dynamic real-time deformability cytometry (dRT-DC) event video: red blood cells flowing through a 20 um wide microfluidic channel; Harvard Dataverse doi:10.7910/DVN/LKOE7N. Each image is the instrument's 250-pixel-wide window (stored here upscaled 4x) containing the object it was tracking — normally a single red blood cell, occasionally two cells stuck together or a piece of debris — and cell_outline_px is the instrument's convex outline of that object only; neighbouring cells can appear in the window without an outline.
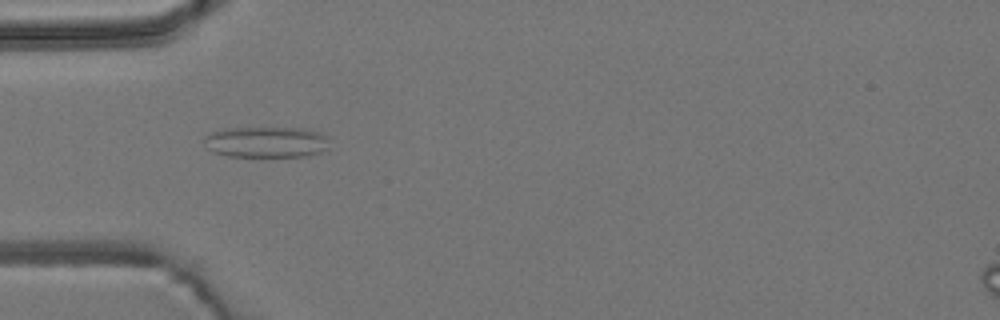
{"species": "common noctule bat (a hibernating species)", "species_latin": "Nyctalus noctula", "temperature_condition": "room temperature", "stored_images_in_passage": 3, "camera_frame_rate_fps": 3000, "um_per_image_px": 0.085, "animal": {"sex": "male", "body_mass_g": 19.2, "forearm_length_mm": 51.8}, "frame": {"image": 1, "passage_image": 1, "time_ms": 0.0, "image_size_px": [1000, 320], "cell_outline_px": [[328, 148], [320, 152], [308, 156], [228, 156], [212, 152], [204, 144], [204, 136], [212, 132], [224, 128], [300, 128], [316, 132], [324, 136]], "centroid_in_image_um": [22.55, 12.08], "position_along_channel_um": 62.4, "area_um2": 22.37}}
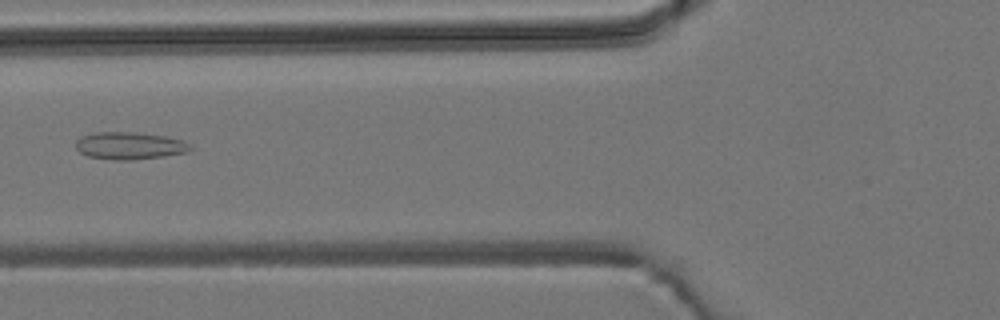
{"frame": {"image": 2, "passage_image": 2, "time_ms": 1.333, "image_size_px": [1000, 320], "cell_outline_px": [[192, 148], [184, 152], [164, 156], [128, 160], [116, 160], [88, 156], [80, 152], [76, 148], [76, 140], [80, 136], [96, 132], [136, 132], [164, 136], [180, 140], [188, 144]], "centroid_in_image_um": [10.95, 12.38], "position_along_channel_um": 114.9, "area_um2": 17.98}}
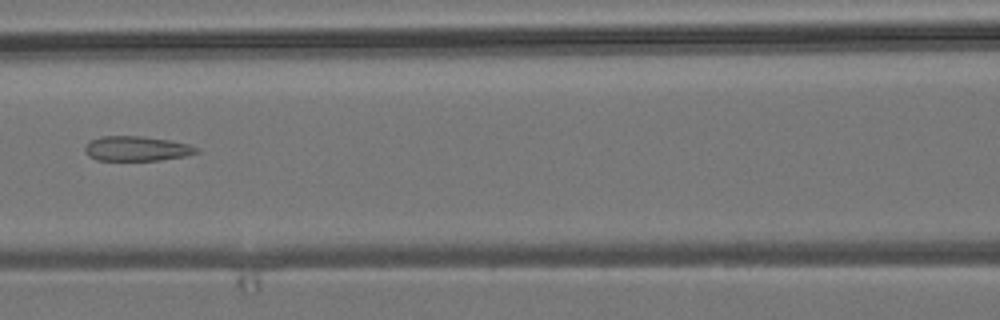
{"frame": {"image": 3, "passage_image": 3, "time_ms": 2.333, "image_size_px": [1000, 320], "cell_outline_px": [[200, 152], [184, 156], [160, 160], [96, 160], [88, 156], [84, 152], [84, 148], [92, 140], [100, 136], [144, 136], [168, 140], [188, 144], [196, 148]], "centroid_in_image_um": [11.59, 12.63], "position_along_channel_um": 155.0, "area_um2": 16.01}}